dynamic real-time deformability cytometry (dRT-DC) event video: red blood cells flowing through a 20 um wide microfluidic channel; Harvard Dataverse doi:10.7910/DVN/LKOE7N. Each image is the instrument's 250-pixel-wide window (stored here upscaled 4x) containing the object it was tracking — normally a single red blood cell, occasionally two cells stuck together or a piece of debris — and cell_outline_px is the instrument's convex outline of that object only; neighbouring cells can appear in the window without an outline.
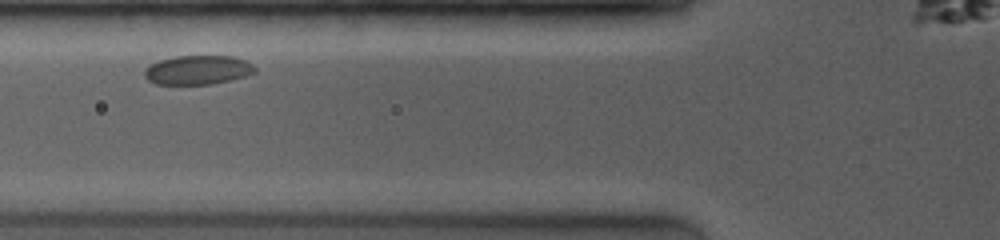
{"species": "common noctule bat (a hibernating species)", "species_latin": "Nyctalus noctula", "temperature_condition": "room temperature", "stored_images_in_passage": 23, "camera_frame_rate_fps": 4000, "um_per_image_px": 0.085, "animal": {"sex": "female", "body_mass_g": 19.0, "forearm_length_mm": 53.3}, "frame": {"image": 1, "passage_image": 4, "time_ms": 1.75, "image_size_px": [1000, 240], "cell_outline_px": [[256, 72], [248, 76], [212, 84], [156, 84], [148, 80], [144, 76], [144, 72], [152, 64], [160, 60], [176, 56], [232, 56], [244, 60], [252, 64], [256, 68]], "centroid_in_image_um": [16.85, 5.95], "position_along_channel_um": 108.9, "area_um2": 18.67}}
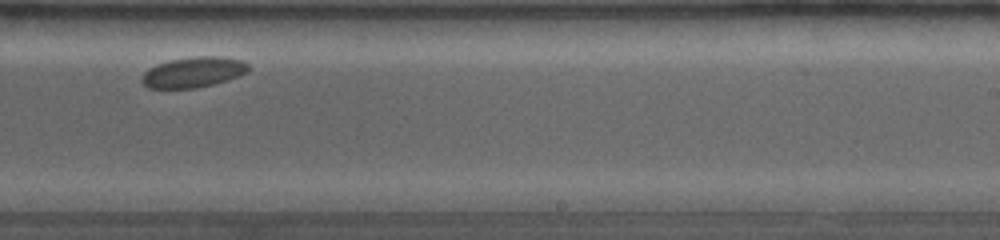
{"frame": {"image": 2, "passage_image": 14, "time_ms": 6.25, "image_size_px": [1000, 240], "cell_outline_px": [[252, 68], [248, 72], [212, 84], [196, 88], [148, 88], [140, 80], [144, 72], [148, 68], [156, 64], [168, 60], [196, 56], [220, 56], [240, 60], [248, 64]], "centroid_in_image_um": [16.41, 6.12], "position_along_channel_um": 272.6, "area_um2": 18.9}}
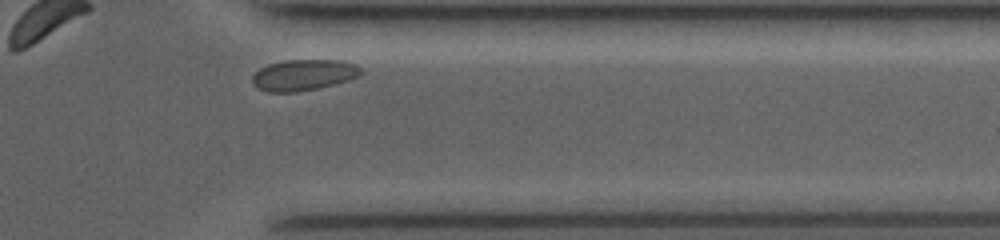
{"frame": {"image": 3, "passage_image": 22, "time_ms": 9.25, "image_size_px": [1000, 240], "cell_outline_px": [[364, 72], [360, 76], [348, 80], [316, 88], [296, 92], [268, 92], [256, 88], [252, 84], [252, 76], [260, 68], [268, 64], [284, 60], [340, 60], [356, 64]], "centroid_in_image_um": [25.79, 6.37], "position_along_channel_um": 385.6, "area_um2": 19.71}}